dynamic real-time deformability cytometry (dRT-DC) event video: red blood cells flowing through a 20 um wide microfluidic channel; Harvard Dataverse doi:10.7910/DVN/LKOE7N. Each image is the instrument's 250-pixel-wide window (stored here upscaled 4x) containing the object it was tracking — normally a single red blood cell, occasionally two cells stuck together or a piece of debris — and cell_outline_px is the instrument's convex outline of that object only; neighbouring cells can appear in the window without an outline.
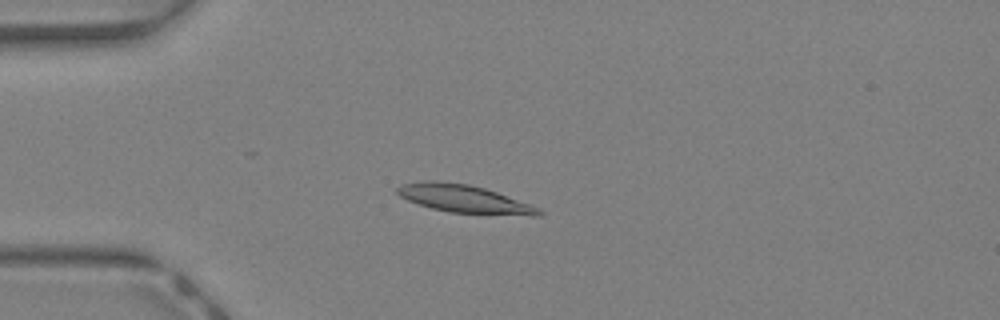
{"species": "Egyptian fruit bat (a non-hibernating species)", "species_latin": "Rousettus aegyptiacus", "temperature_condition": "warm", "stored_images_in_passage": 43, "camera_frame_rate_fps": 3000, "um_per_image_px": 0.085, "animal": {"sex": "female"}, "frame": {"image": 1, "passage_image": 11, "time_ms": 3.333, "image_size_px": [1000, 320], "cell_outline_px": [[544, 212], [540, 216], [532, 216], [452, 212], [432, 208], [408, 200], [400, 196], [396, 192], [396, 188], [400, 184], [428, 180], [436, 180], [468, 184], [484, 188], [496, 192], [540, 208]], "centroid_in_image_um": [39.45, 16.89], "position_along_channel_um": 45.5, "area_um2": 22.83}}
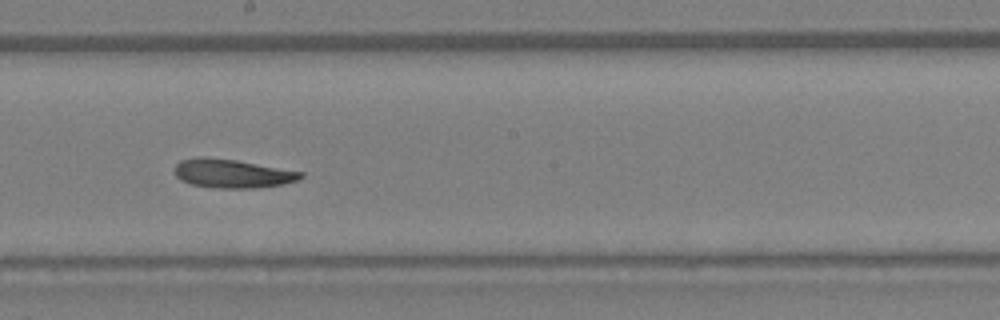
{"frame": {"image": 2, "passage_image": 24, "time_ms": 7.667, "image_size_px": [1000, 320], "cell_outline_px": [[304, 176], [296, 180], [284, 184], [256, 188], [216, 188], [192, 184], [180, 180], [176, 176], [176, 164], [180, 160], [200, 156], [204, 156], [236, 160], [304, 172]], "centroid_in_image_um": [19.74, 14.74], "position_along_channel_um": 228.5, "area_um2": 21.1}}
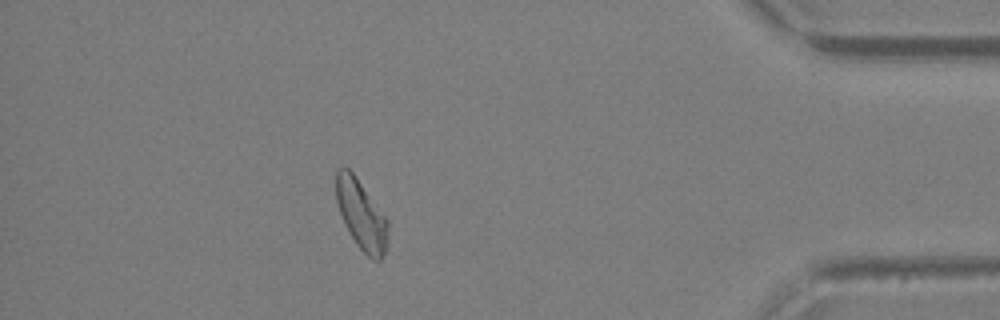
{"frame": {"image": 3, "passage_image": 38, "time_ms": 12.333, "image_size_px": [1000, 320], "cell_outline_px": [[388, 244], [380, 260], [372, 260], [356, 244], [340, 212], [336, 200], [336, 168], [348, 168], [352, 172], [388, 220]], "centroid_in_image_um": [30.72, 18.27], "position_along_channel_um": 404.5, "area_um2": 20.58}, "authors_computed_cell_mechanics": {"area_um2": 21.8484, "velocity_mm_per_s": 4.7262, "shape_relaxation_time_tau1_ms": 3.0577, "shape_relaxation_time_tau2_ms": 4.5439, "deformation_change_tau1": 0.1284, "deformation_change_tau2": 0.1299}}